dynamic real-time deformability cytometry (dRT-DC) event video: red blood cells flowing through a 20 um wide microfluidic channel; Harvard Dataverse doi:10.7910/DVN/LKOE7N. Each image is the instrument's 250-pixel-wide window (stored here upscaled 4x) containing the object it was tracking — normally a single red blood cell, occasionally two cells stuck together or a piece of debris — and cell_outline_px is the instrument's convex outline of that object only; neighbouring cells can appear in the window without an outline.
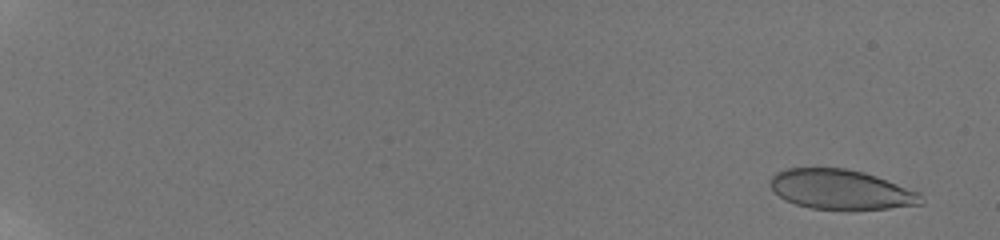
{"species": "human", "species_latin": "Homo sapiens", "temperature_condition": "room temperature", "stored_images_in_passage": 27, "camera_frame_rate_fps": 3000, "um_per_image_px": 0.085, "donor": {"sex": "male"}, "frame": {"image": 1, "passage_image": 2, "time_ms": 0.667, "image_size_px": [1000, 240], "cell_outline_px": [[924, 204], [888, 208], [848, 212], [812, 208], [796, 204], [784, 200], [768, 184], [772, 176], [776, 172], [788, 168], [848, 168], [864, 172], [876, 176], [920, 192]], "centroid_in_image_um": [71.5, 16.14], "position_along_channel_um": 13.5, "area_um2": 35.66}}
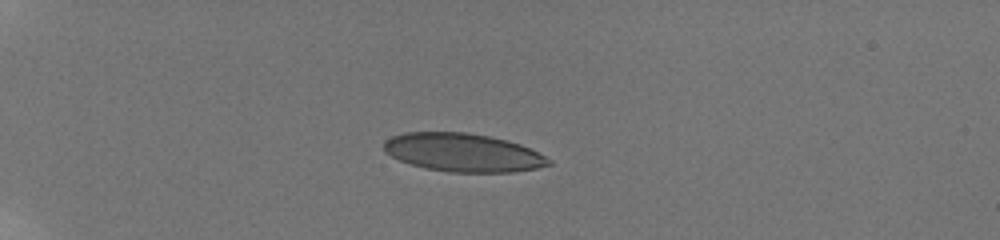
{"frame": {"image": 2, "passage_image": 14, "time_ms": 5.667, "image_size_px": [1000, 240], "cell_outline_px": [[552, 164], [536, 168], [512, 172], [448, 172], [424, 168], [400, 160], [384, 152], [384, 140], [392, 136], [404, 132], [468, 132], [508, 140], [520, 144], [552, 160]], "centroid_in_image_um": [39.33, 12.96], "position_along_channel_um": 45.7, "area_um2": 36.76}}
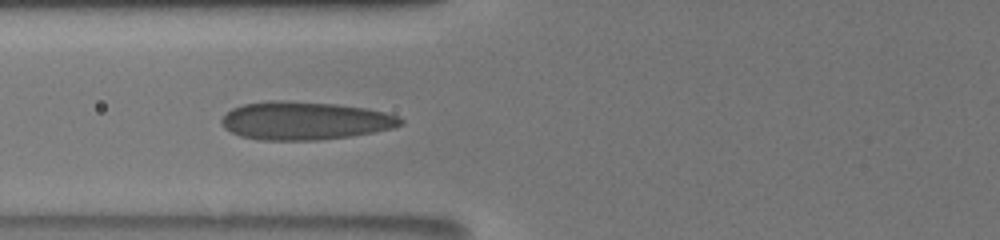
{"frame": {"image": 3, "passage_image": 24, "time_ms": 8.667, "image_size_px": [1000, 240], "cell_outline_px": [[404, 120], [400, 124], [392, 128], [352, 136], [316, 140], [260, 140], [240, 136], [224, 128], [220, 124], [220, 120], [232, 108], [244, 104], [268, 100], [284, 100], [336, 104], [364, 108], [384, 112], [396, 116]], "centroid_in_image_um": [25.85, 10.26], "position_along_channel_um": 99.9, "area_um2": 39.65}}